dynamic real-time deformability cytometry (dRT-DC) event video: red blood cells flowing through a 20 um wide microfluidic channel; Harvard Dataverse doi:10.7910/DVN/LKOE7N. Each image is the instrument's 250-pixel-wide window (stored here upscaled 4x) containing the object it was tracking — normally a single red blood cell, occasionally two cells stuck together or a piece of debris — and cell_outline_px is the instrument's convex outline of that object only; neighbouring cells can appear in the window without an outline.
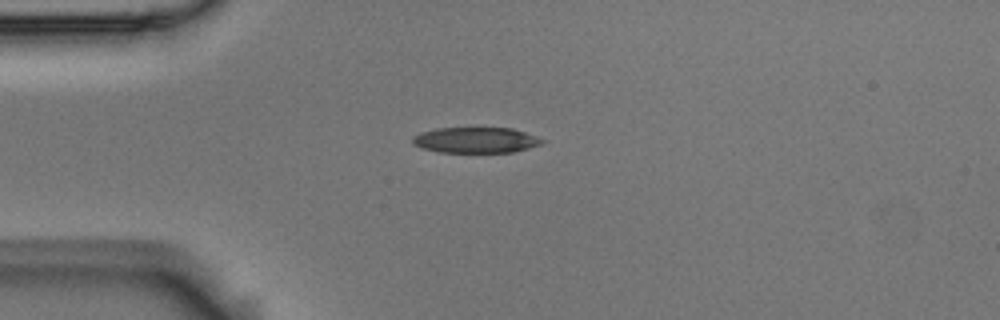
{"species": "Egyptian fruit bat (a non-hibernating species)", "species_latin": "Rousettus aegyptiacus", "temperature_condition": "room temperature", "stored_images_in_passage": 3, "camera_frame_rate_fps": 3000, "um_per_image_px": 0.085, "animal": {"sex": "male"}, "frame": {"image": 1, "passage_image": 1, "time_ms": 0.0, "image_size_px": [1000, 320], "cell_outline_px": [[544, 140], [540, 144], [528, 148], [512, 152], [440, 152], [420, 148], [412, 144], [412, 136], [420, 132], [436, 128], [512, 128], [536, 136]], "centroid_in_image_um": [40.37, 11.9], "position_along_channel_um": 44.6, "area_um2": 19.36}}
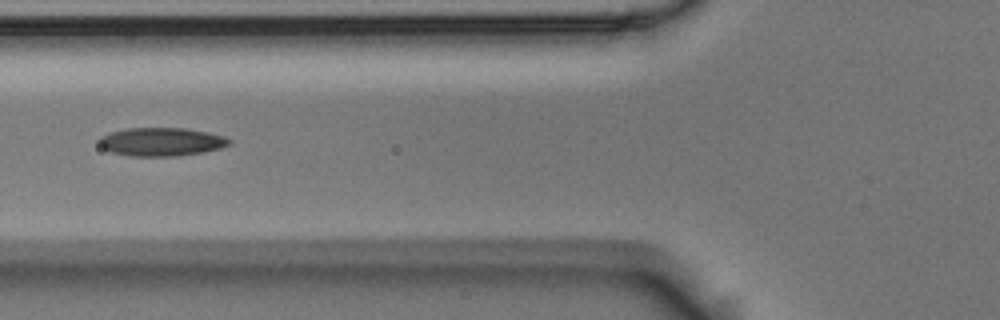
{"frame": {"image": 2, "passage_image": 3, "time_ms": 0.667, "image_size_px": [1000, 320], "cell_outline_px": [[232, 144], [220, 148], [204, 152], [180, 156], [132, 156], [108, 152], [100, 144], [100, 136], [108, 132], [128, 128], [188, 128], [208, 132], [224, 136], [232, 140]], "centroid_in_image_um": [13.74, 12.05], "position_along_channel_um": 112.1, "area_um2": 21.79}}